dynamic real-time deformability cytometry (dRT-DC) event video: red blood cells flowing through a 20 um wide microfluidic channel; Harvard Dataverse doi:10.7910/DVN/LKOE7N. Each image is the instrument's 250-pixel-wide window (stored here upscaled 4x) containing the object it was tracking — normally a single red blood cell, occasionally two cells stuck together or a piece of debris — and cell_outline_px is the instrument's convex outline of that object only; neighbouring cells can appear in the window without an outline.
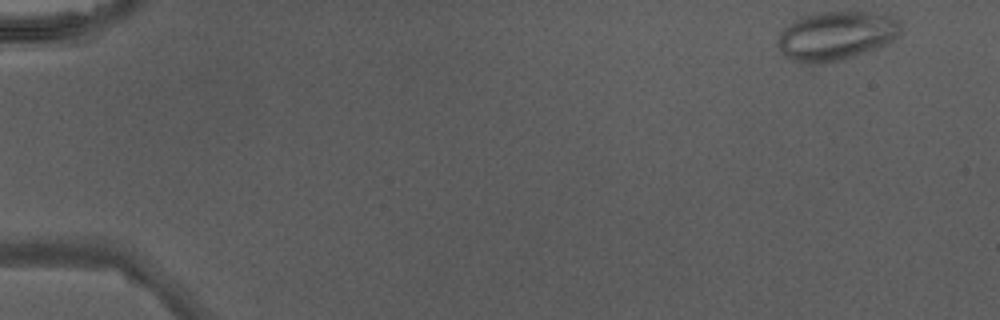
{"species": "Egyptian fruit bat (a non-hibernating species)", "species_latin": "Rousettus aegyptiacus", "temperature_condition": "warm", "stored_images_in_passage": 46, "camera_frame_rate_fps": 3000, "um_per_image_px": 0.085, "animal": {"sex": "male"}, "frame": {"image": 1, "passage_image": 1, "time_ms": 0.0, "image_size_px": [1000, 320], "cell_outline_px": [[900, 32], [892, 40], [876, 48], [840, 60], [824, 64], [808, 64], [792, 60], [784, 56], [776, 44], [780, 32], [788, 24], [800, 16], [824, 12], [864, 12], [892, 16], [900, 20]], "centroid_in_image_um": [71.01, 3.05], "position_along_channel_um": 14.0, "area_um2": 34.97}}
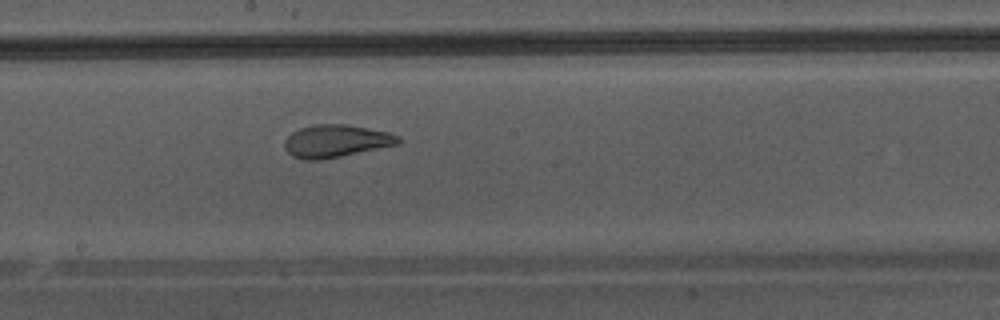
{"frame": {"image": 2, "passage_image": 25, "time_ms": 8.0, "image_size_px": [1000, 320], "cell_outline_px": [[404, 140], [400, 144], [320, 160], [304, 160], [292, 156], [284, 148], [284, 140], [292, 132], [300, 128], [312, 124], [348, 124], [388, 132], [400, 136]], "centroid_in_image_um": [28.57, 11.98], "position_along_channel_um": 219.6, "area_um2": 21.79}}
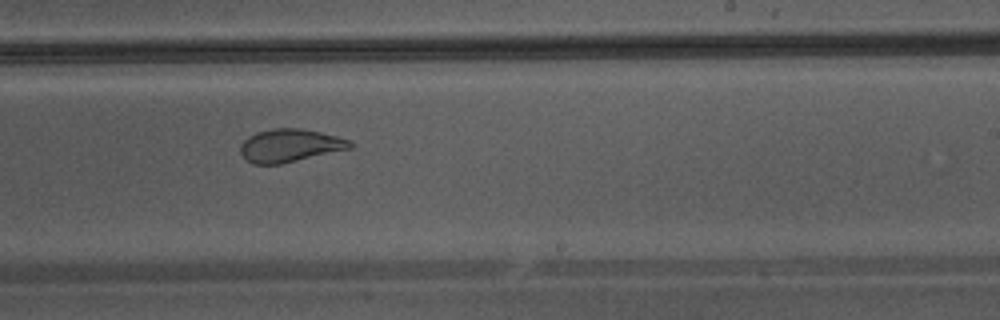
{"frame": {"image": 3, "passage_image": 28, "time_ms": 9.0, "image_size_px": [1000, 320], "cell_outline_px": [[352, 148], [280, 164], [252, 164], [244, 160], [240, 152], [240, 144], [248, 136], [256, 132], [272, 128], [300, 128], [320, 132], [336, 136], [348, 140], [352, 144]], "centroid_in_image_um": [24.58, 12.37], "position_along_channel_um": 264.4, "area_um2": 21.1}}